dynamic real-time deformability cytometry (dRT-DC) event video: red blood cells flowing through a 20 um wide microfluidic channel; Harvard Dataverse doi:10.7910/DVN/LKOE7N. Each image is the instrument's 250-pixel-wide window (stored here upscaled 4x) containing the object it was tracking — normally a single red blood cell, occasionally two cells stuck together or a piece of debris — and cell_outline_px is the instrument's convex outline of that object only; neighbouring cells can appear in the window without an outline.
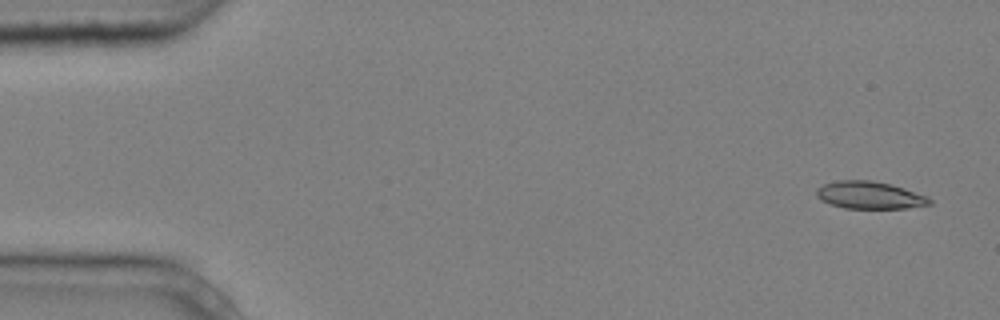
{"species": "common noctule bat (a hibernating species)", "species_latin": "Nyctalus noctula", "temperature_condition": "cold", "stored_images_in_passage": 4, "camera_frame_rate_fps": 3000, "um_per_image_px": 0.085, "animal": {"sex": "male", "body_mass_g": 20.4}, "frame": {"image": 1, "passage_image": 1, "time_ms": 0.0, "image_size_px": [1000, 320], "cell_outline_px": [[932, 204], [904, 208], [844, 208], [820, 200], [816, 196], [816, 188], [824, 184], [836, 180], [872, 180], [892, 184], [928, 196], [932, 200]], "centroid_in_image_um": [73.91, 16.58], "position_along_channel_um": 11.1, "area_um2": 18.15}}